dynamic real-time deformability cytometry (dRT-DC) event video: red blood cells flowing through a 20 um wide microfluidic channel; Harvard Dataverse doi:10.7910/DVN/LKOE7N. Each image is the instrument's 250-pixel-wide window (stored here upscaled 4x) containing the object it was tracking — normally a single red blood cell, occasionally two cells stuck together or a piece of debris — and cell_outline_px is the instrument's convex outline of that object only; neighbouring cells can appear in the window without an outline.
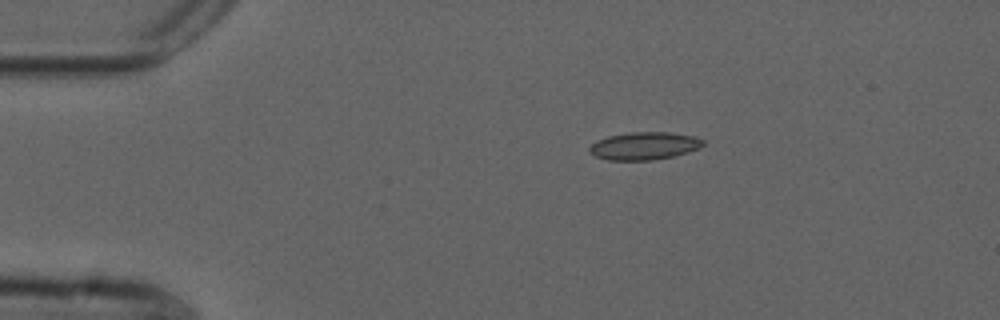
{"species": "common noctule bat (a hibernating species)", "species_latin": "Nyctalus noctula", "temperature_condition": "cold", "stored_images_in_passage": 46, "camera_frame_rate_fps": 3000, "um_per_image_px": 0.085, "animal": {"sex": "male", "forearm_length_mm": 52.5}, "frame": {"image": 1, "passage_image": 1, "time_ms": 0.0, "image_size_px": [1000, 320], "cell_outline_px": [[704, 144], [700, 148], [676, 156], [652, 160], [608, 160], [596, 156], [588, 152], [588, 148], [596, 140], [608, 136], [632, 132], [668, 132], [692, 136], [704, 140]], "centroid_in_image_um": [54.75, 12.41], "position_along_channel_um": 30.2, "area_um2": 18.38}}
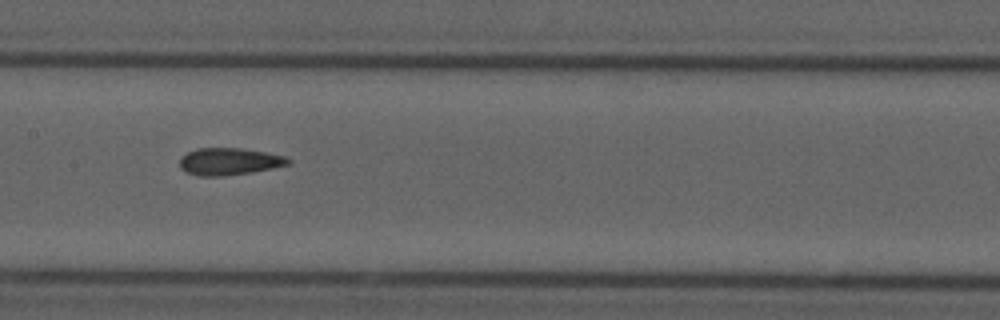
{"frame": {"image": 2, "passage_image": 18, "time_ms": 5.667, "image_size_px": [1000, 320], "cell_outline_px": [[292, 164], [252, 172], [220, 176], [200, 176], [188, 172], [180, 168], [180, 156], [196, 148], [240, 148], [264, 152], [284, 156], [292, 160]], "centroid_in_image_um": [19.49, 13.72], "position_along_channel_um": 187.9, "area_um2": 17.11}}
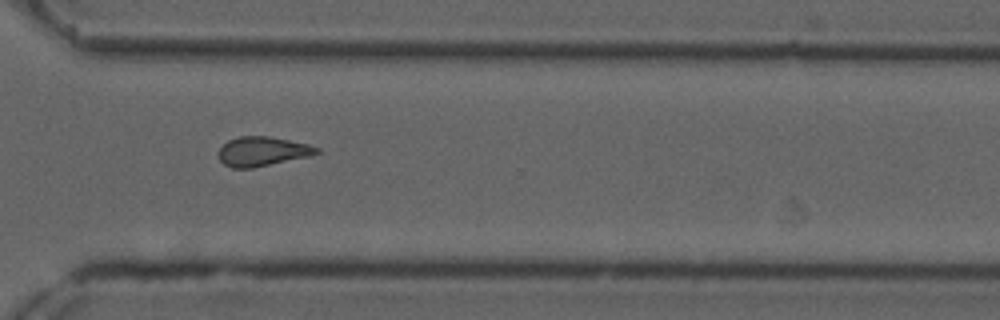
{"frame": {"image": 3, "passage_image": 31, "time_ms": 10.0, "image_size_px": [1000, 320], "cell_outline_px": [[320, 152], [312, 156], [252, 168], [232, 168], [224, 164], [220, 160], [220, 148], [228, 140], [240, 136], [268, 136], [308, 144], [320, 148]], "centroid_in_image_um": [22.34, 12.87], "position_along_channel_um": 348.3, "area_um2": 16.76}, "authors_computed_cell_mechanics": {"area_um2": 17.051, "velocity_mm_per_s": 3.7108, "shape_relaxation_time_tau1_ms": null, "shape_relaxation_time_tau2_ms": 2.9633, "deformation_change_tau1": null, "deformation_change_tau2": 0.1113}}